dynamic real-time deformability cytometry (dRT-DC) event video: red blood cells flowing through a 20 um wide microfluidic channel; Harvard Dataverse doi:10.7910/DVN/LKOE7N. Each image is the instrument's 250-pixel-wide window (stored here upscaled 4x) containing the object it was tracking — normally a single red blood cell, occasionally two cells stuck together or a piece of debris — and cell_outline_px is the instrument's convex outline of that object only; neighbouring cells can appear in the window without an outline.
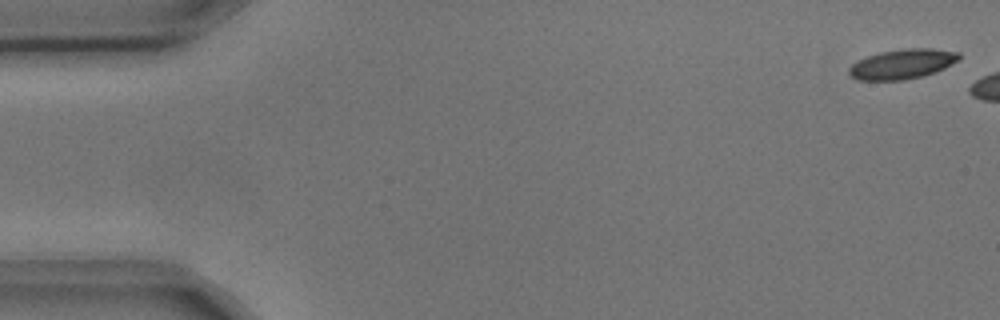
{"species": "common noctule bat (a hibernating species)", "species_latin": "Nyctalus noctula", "temperature_condition": "cold", "stored_images_in_passage": 4, "camera_frame_rate_fps": 3000, "um_per_image_px": 0.085, "animal": {"sex": "male", "body_mass_g": 17.9, "forearm_length_mm": 54.2}, "frame": {"image": 1, "passage_image": 1, "time_ms": 0.0, "image_size_px": [1000, 320], "cell_outline_px": [[960, 56], [952, 64], [936, 72], [924, 76], [904, 80], [856, 80], [848, 76], [848, 68], [852, 64], [868, 56], [880, 52], [904, 48], [932, 48], [960, 52]], "centroid_in_image_um": [76.68, 5.45], "position_along_channel_um": 8.3, "area_um2": 19.25}}
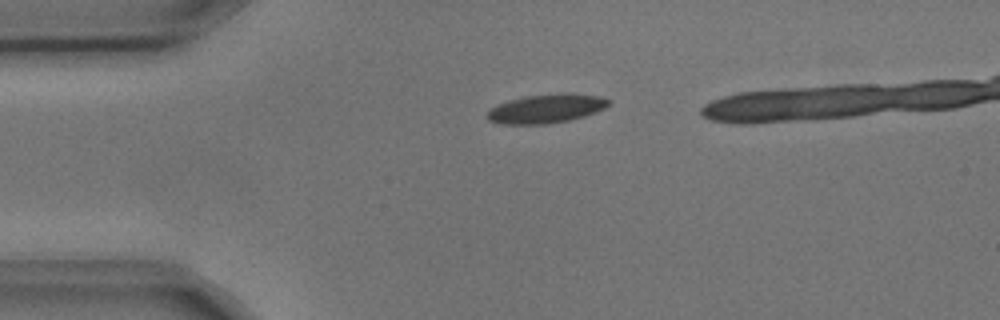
{"frame": {"image": 2, "passage_image": 3, "time_ms": 0.667, "image_size_px": [1000, 320], "cell_outline_px": [[612, 100], [604, 108], [584, 116], [568, 120], [548, 124], [500, 124], [488, 120], [484, 116], [496, 104], [524, 96], [564, 92], [572, 92], [600, 96]], "centroid_in_image_um": [46.42, 9.22], "position_along_channel_um": 38.6, "area_um2": 20.69}}